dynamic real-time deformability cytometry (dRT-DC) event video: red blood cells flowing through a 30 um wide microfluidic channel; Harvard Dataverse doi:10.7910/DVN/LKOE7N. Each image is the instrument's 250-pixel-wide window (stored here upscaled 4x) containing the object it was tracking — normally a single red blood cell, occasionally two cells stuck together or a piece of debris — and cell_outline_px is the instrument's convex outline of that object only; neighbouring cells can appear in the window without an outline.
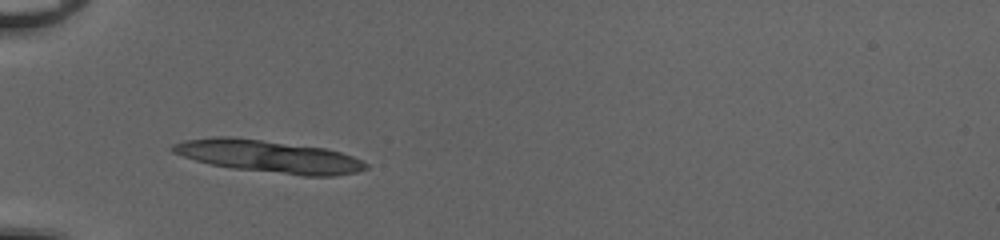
{"species": "common noctule bat (a hibernating species)", "species_latin": "Nyctalus noctula", "temperature_condition": "cold", "stored_images_in_passage": 36, "camera_frame_rate_fps": 3000, "um_per_image_px": 0.085, "animal": {"sex": "female", "body_mass_g": 20.0, "forearm_length_mm": 54.0}, "frame": {"image": 1, "passage_image": 6, "time_ms": 1.667, "image_size_px": [1000, 240], "cell_outline_px": [[368, 168], [356, 172], [332, 176], [304, 176], [232, 168], [212, 164], [196, 160], [172, 152], [168, 148], [172, 144], [184, 140], [212, 136], [232, 136], [324, 148], [340, 152], [352, 156], [368, 164]], "centroid_in_image_um": [22.8, 13.29], "position_along_channel_um": 62.2, "area_um2": 36.41}, "authors_computed_cell_mechanics": {"area_um2": 17.3978, "velocity_mm_per_s": 4.1102, "shape_relaxation_time_tau1_ms": 3.2311, "shape_relaxation_time_tau2_ms": 3.4022, "deformation_change_tau1": 0.0925, "deformation_change_tau2": 0.0804}}